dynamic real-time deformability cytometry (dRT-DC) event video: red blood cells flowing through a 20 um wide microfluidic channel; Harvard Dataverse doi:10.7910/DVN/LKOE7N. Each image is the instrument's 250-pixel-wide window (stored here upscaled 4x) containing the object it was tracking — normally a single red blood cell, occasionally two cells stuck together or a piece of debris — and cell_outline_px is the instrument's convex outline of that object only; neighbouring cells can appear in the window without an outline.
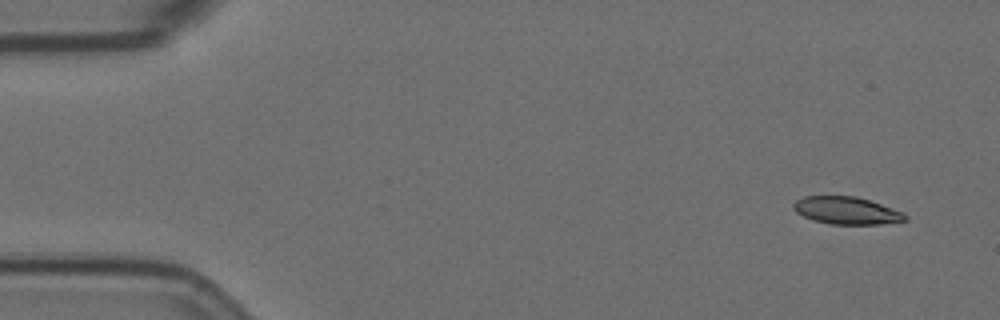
{"species": "Egyptian fruit bat (a non-hibernating species)", "species_latin": "Rousettus aegyptiacus", "temperature_condition": "room temperature", "stored_images_in_passage": 14, "camera_frame_rate_fps": 3000, "um_per_image_px": 0.085, "animal": {"sex": "female"}, "frame": {"image": 1, "passage_image": 1, "time_ms": 0.0, "image_size_px": [1000, 320], "cell_outline_px": [[908, 220], [880, 224], [828, 224], [812, 220], [796, 212], [792, 208], [792, 204], [796, 200], [804, 196], [856, 196], [904, 212], [908, 216]], "centroid_in_image_um": [71.94, 17.9], "position_along_channel_um": 13.1, "area_um2": 17.92}}
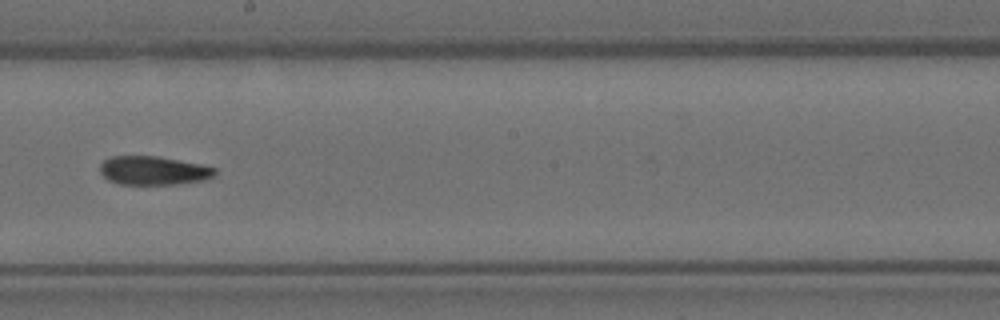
{"frame": {"image": 2, "passage_image": 8, "time_ms": 9.333, "image_size_px": [1000, 320], "cell_outline_px": [[216, 176], [204, 180], [176, 184], [120, 184], [108, 180], [100, 172], [100, 164], [104, 160], [112, 156], [156, 156], [200, 164], [216, 168]], "centroid_in_image_um": [13.05, 14.5], "position_along_channel_um": 235.2, "area_um2": 19.19}}
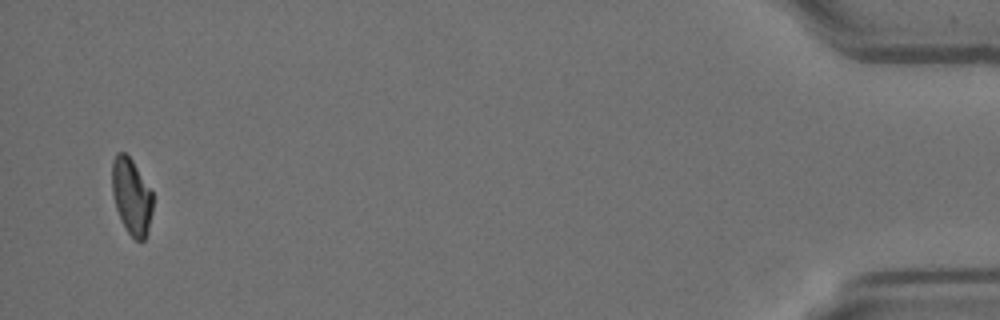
{"frame": {"image": 3, "passage_image": 14, "time_ms": 17.0, "image_size_px": [1000, 320], "cell_outline_px": [[152, 212], [148, 232], [144, 240], [136, 240], [128, 232], [116, 208], [112, 192], [112, 160], [116, 152], [124, 152], [132, 160], [152, 192]], "centroid_in_image_um": [11.17, 16.67], "position_along_channel_um": 424.0, "area_um2": 17.86}, "authors_computed_cell_mechanics": {"area_um2": 19.9121, "velocity_mm_per_s": 3.6009, "shape_relaxation_time_tau1_ms": null, "shape_relaxation_time_tau2_ms": 6.3066, "deformation_change_tau1": null, "deformation_change_tau2": 0.1179}}